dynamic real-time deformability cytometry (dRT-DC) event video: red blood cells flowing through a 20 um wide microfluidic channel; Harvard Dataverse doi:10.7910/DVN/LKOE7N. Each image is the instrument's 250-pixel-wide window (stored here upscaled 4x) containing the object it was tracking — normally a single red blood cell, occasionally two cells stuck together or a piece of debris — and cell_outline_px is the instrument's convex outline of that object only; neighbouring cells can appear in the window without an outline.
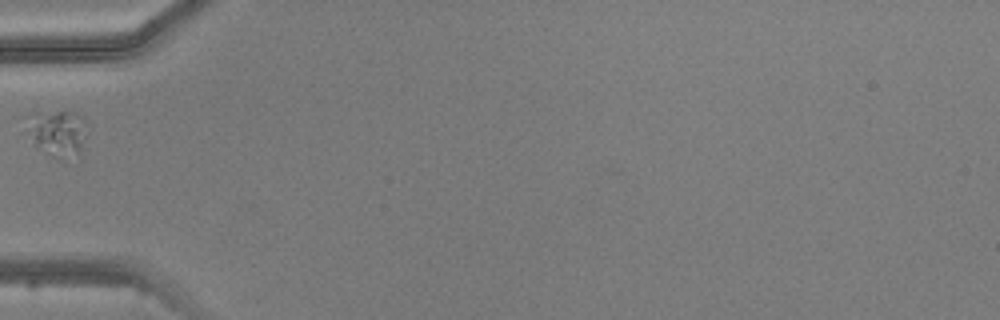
{"species": "common noctule bat (a hibernating species)", "species_latin": "Nyctalus noctula", "temperature_condition": "warm", "stored_images_in_passage": 2, "camera_frame_rate_fps": 3000, "um_per_image_px": 0.085, "animal": {"sex": "male", "body_mass_g": 20.5, "forearm_length_mm": 52.5}, "frame": {"image": 1, "passage_image": 1, "time_ms": 0.0, "image_size_px": [1000, 320], "cell_outline_px": [[84, 120], [80, 152], [64, 160], [56, 160], [36, 144], [36, 124], [56, 112], [64, 108], [76, 112]], "centroid_in_image_um": [5.16, 11.41], "position_along_channel_um": 79.8, "area_um2": 13.53}}
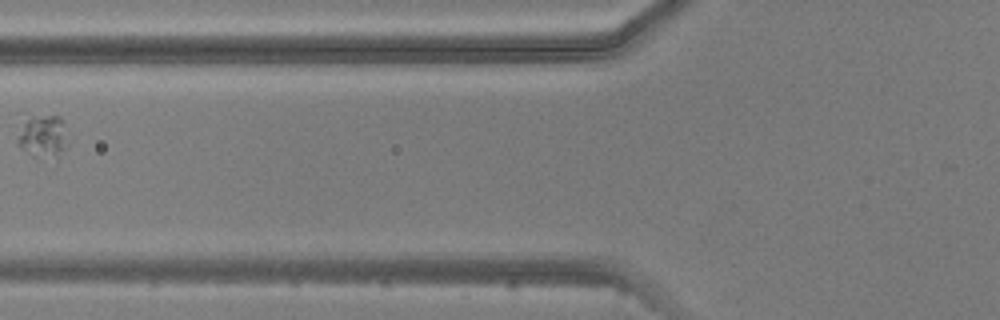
{"frame": {"image": 2, "passage_image": 2, "time_ms": 1.0, "image_size_px": [1000, 320], "cell_outline_px": [[72, 140], [64, 148], [36, 156], [32, 156], [16, 144], [16, 140], [24, 124], [32, 116], [60, 116], [64, 120]], "centroid_in_image_um": [3.71, 11.49], "position_along_channel_um": 122.1, "area_um2": 11.96}}